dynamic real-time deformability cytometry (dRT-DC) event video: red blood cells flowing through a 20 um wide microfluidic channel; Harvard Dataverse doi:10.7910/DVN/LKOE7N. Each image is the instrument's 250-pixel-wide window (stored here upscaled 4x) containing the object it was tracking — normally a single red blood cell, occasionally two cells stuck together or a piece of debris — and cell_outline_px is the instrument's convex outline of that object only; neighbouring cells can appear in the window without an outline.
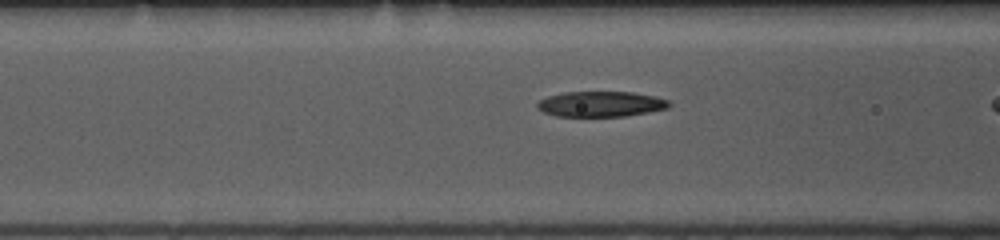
{"species": "common noctule bat (a hibernating species)", "species_latin": "Nyctalus noctula", "temperature_condition": "room temperature", "stored_images_in_passage": 35, "camera_frame_rate_fps": 3000, "um_per_image_px": 0.085, "animal": {"sex": "female", "body_mass_g": 10.0, "forearm_length_mm": 53.1}, "frame": {"image": 1, "passage_image": 17, "time_ms": 5.333, "image_size_px": [1000, 240], "cell_outline_px": [[672, 104], [668, 108], [648, 112], [624, 116], [556, 116], [544, 112], [536, 108], [536, 104], [540, 100], [548, 96], [564, 92], [632, 92], [656, 96], [668, 100]], "centroid_in_image_um": [51.08, 8.84], "position_along_channel_um": 115.5, "area_um2": 19.54}}
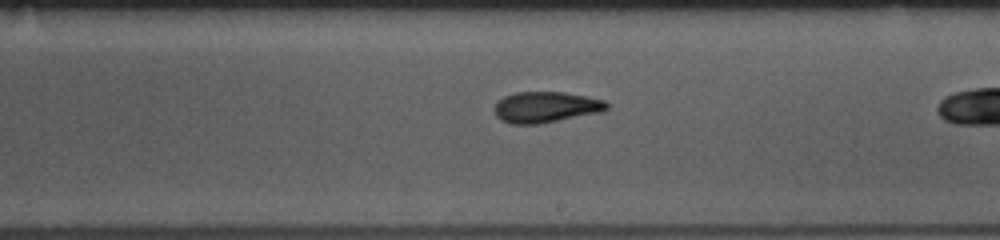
{"frame": {"image": 2, "passage_image": 27, "time_ms": 8.667, "image_size_px": [1000, 240], "cell_outline_px": [[608, 108], [600, 112], [540, 124], [512, 124], [500, 120], [496, 116], [492, 108], [504, 96], [516, 92], [564, 92], [604, 100], [608, 104]], "centroid_in_image_um": [46.35, 9.11], "position_along_channel_um": 242.6, "area_um2": 20.23}}
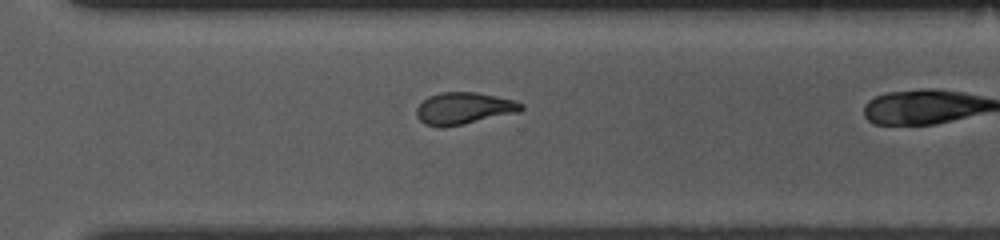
{"frame": {"image": 3, "passage_image": 34, "time_ms": 11.0, "image_size_px": [1000, 240], "cell_outline_px": [[524, 108], [520, 112], [464, 124], [440, 128], [424, 124], [416, 116], [416, 108], [428, 96], [440, 92], [476, 92], [516, 100], [524, 104]], "centroid_in_image_um": [39.44, 9.21], "position_along_channel_um": 331.2, "area_um2": 19.71}}